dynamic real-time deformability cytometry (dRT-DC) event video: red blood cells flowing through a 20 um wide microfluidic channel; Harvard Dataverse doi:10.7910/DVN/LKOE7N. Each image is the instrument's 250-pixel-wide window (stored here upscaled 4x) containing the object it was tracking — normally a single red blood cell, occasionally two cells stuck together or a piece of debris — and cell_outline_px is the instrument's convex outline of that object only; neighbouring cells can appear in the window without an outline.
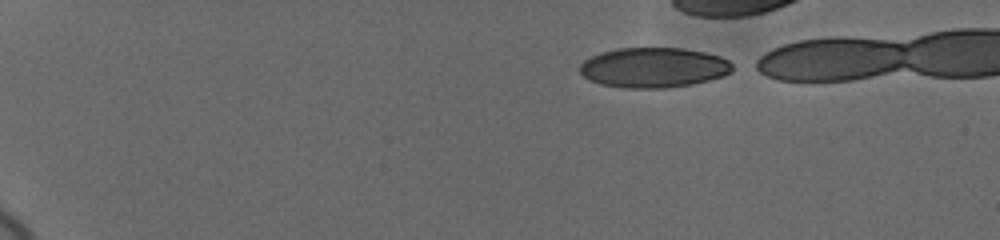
{"species": "human", "species_latin": "Homo sapiens", "temperature_condition": "cold", "stored_images_in_passage": 40, "camera_frame_rate_fps": 3000, "um_per_image_px": 0.085, "donor": {"sex": "female"}, "frame": {"image": 1, "passage_image": 1, "time_ms": 0.0, "image_size_px": [1000, 240], "cell_outline_px": [[732, 72], [724, 76], [692, 84], [664, 88], [624, 88], [600, 84], [588, 80], [580, 72], [580, 64], [584, 60], [600, 52], [616, 48], [684, 48], [704, 52], [720, 56], [728, 60], [732, 64]], "centroid_in_image_um": [55.55, 5.74], "position_along_channel_um": 29.5, "area_um2": 35.78}}
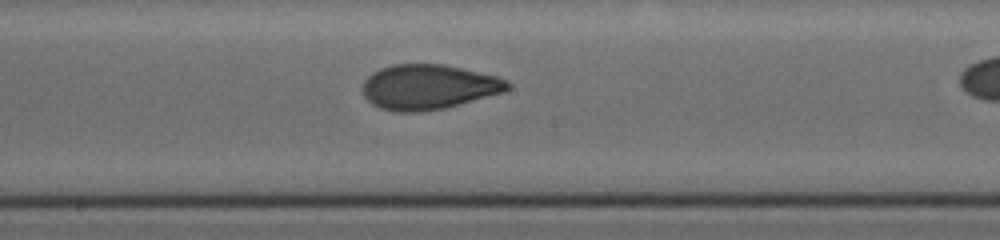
{"frame": {"image": 2, "passage_image": 25, "time_ms": 8.0, "image_size_px": [1000, 240], "cell_outline_px": [[512, 88], [504, 92], [444, 108], [420, 112], [396, 112], [380, 108], [372, 104], [364, 96], [364, 80], [372, 72], [380, 68], [392, 64], [444, 64], [496, 76], [508, 80], [512, 84]], "centroid_in_image_um": [36.44, 7.39], "position_along_channel_um": 211.8, "area_um2": 38.03}}
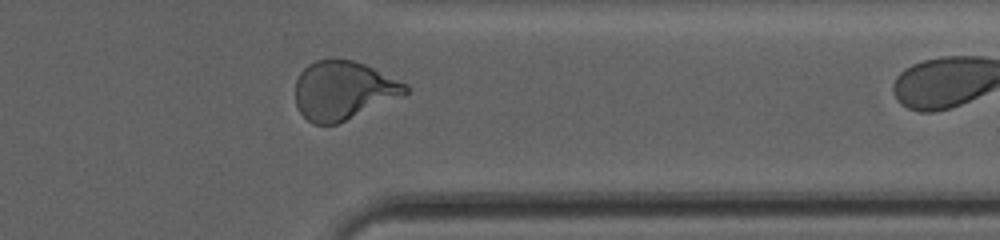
{"frame": {"image": 3, "passage_image": 39, "time_ms": 12.667, "image_size_px": [1000, 240], "cell_outline_px": [[408, 92], [404, 96], [336, 124], [316, 124], [308, 120], [300, 112], [296, 104], [296, 80], [300, 72], [308, 64], [316, 60], [332, 56], [352, 60], [364, 64], [408, 84]], "centroid_in_image_um": [29.18, 7.65], "position_along_channel_um": 382.2, "area_um2": 37.86}}